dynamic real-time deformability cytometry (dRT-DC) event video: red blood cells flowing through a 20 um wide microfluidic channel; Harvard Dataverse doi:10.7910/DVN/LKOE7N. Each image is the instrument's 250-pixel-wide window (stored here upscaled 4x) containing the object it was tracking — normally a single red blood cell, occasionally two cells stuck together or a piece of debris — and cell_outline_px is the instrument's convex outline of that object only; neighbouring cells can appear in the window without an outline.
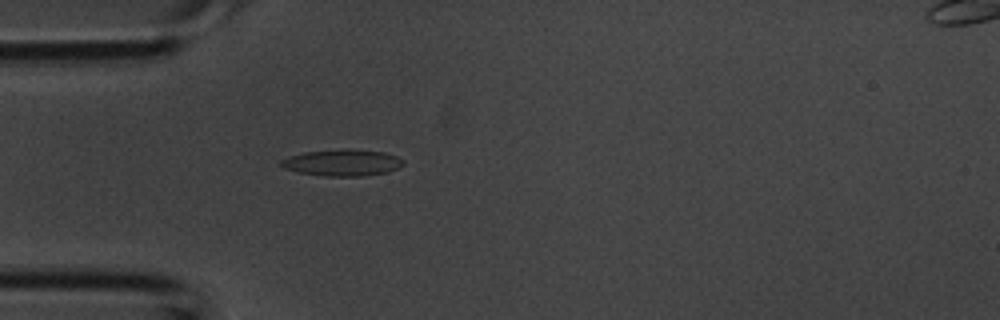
{"species": "common noctule bat (a hibernating species)", "species_latin": "Nyctalus noctula", "temperature_condition": "room temperature", "stored_images_in_passage": 2, "camera_frame_rate_fps": 3000, "um_per_image_px": 0.085, "animal": {"sex": "male", "body_mass_g": 20.1, "forearm_length_mm": 53.5}, "frame": {"image": 1, "passage_image": 2, "time_ms": 0.333, "image_size_px": [1000, 320], "cell_outline_px": [[404, 164], [400, 168], [388, 172], [364, 176], [324, 176], [300, 172], [284, 168], [280, 164], [280, 160], [288, 156], [304, 152], [344, 148], [384, 152], [396, 156], [404, 160]], "centroid_in_image_um": [29.12, 13.82], "position_along_channel_um": 55.9, "area_um2": 19.07}}